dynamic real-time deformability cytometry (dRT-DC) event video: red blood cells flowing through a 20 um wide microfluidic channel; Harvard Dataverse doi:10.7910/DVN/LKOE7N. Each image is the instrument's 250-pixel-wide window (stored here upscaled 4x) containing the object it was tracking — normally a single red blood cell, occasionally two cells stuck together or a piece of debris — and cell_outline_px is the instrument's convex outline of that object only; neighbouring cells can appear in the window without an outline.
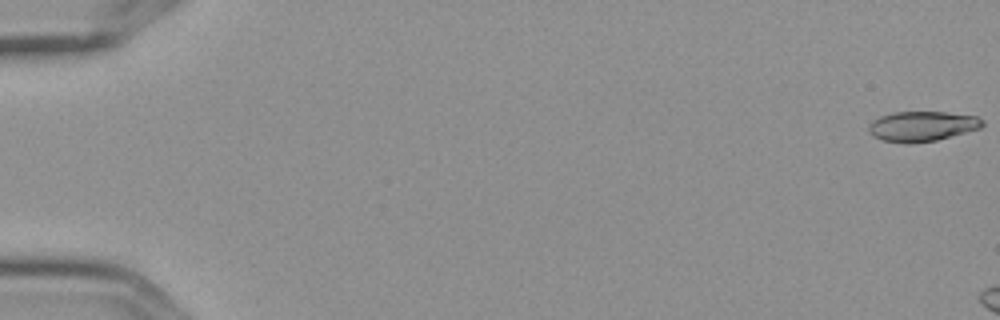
{"species": "Egyptian fruit bat (a non-hibernating species)", "species_latin": "Rousettus aegyptiacus", "temperature_condition": "cold", "stored_images_in_passage": 3, "camera_frame_rate_fps": 3000, "um_per_image_px": 0.085, "frame": {"image": 1, "passage_image": 1, "time_ms": 0.0, "image_size_px": [1000, 320], "cell_outline_px": [[984, 124], [980, 128], [936, 140], [912, 144], [908, 144], [880, 140], [872, 136], [868, 132], [868, 124], [872, 120], [880, 116], [892, 112], [944, 112], [976, 116], [984, 120]], "centroid_in_image_um": [78.32, 10.74], "position_along_channel_um": 6.7, "area_um2": 20.11}}